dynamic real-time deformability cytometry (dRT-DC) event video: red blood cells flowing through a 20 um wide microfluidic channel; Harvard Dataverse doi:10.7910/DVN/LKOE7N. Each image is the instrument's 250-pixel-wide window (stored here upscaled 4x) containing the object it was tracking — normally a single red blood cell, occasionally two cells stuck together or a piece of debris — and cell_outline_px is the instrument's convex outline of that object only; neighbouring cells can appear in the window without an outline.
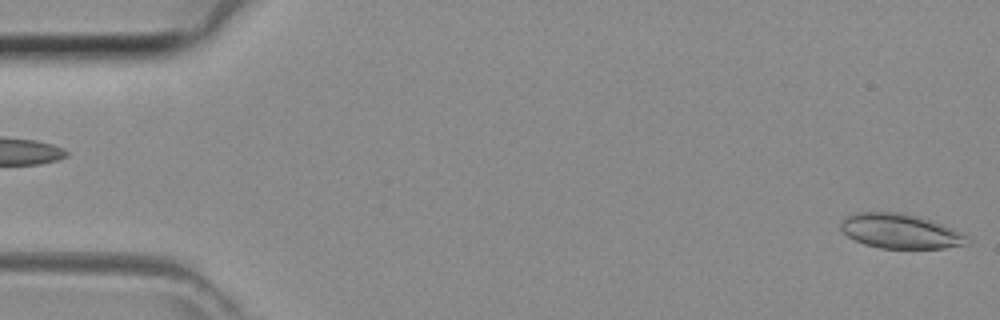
{"species": "common noctule bat (a hibernating species)", "species_latin": "Nyctalus noctula", "temperature_condition": "room temperature", "stored_images_in_passage": 12, "camera_frame_rate_fps": 3000, "um_per_image_px": 0.085, "animal": {"sex": "female", "body_mass_g": 29.2, "forearm_length_mm": 56.3}, "frame": {"image": 1, "passage_image": 1, "time_ms": 0.0, "image_size_px": [1000, 320], "cell_outline_px": [[968, 244], [944, 248], [880, 248], [864, 244], [848, 236], [840, 228], [840, 224], [848, 216], [856, 212], [900, 212], [932, 220], [952, 228], [968, 236]], "centroid_in_image_um": [76.54, 19.65], "position_along_channel_um": 8.5, "area_um2": 25.32}}